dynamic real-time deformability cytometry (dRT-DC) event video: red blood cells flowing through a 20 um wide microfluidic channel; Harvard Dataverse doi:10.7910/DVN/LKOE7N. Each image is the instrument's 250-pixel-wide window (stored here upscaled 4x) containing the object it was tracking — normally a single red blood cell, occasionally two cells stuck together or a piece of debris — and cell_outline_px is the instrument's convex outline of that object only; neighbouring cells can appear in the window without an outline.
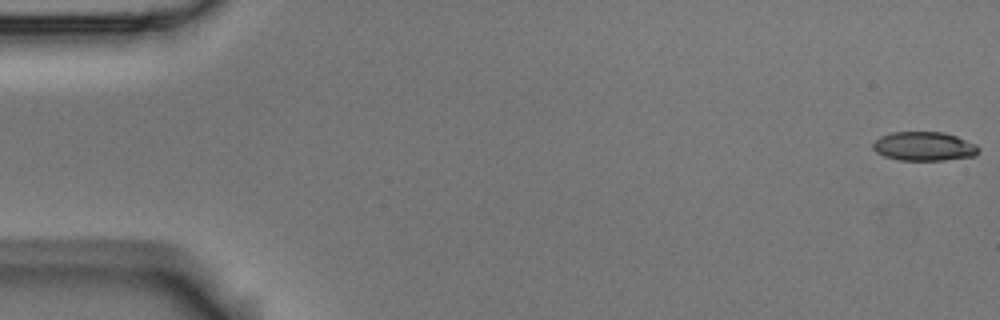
{"species": "Egyptian fruit bat (a non-hibernating species)", "species_latin": "Rousettus aegyptiacus", "temperature_condition": "room temperature", "stored_images_in_passage": 55, "camera_frame_rate_fps": 3000, "um_per_image_px": 0.085, "animal": {"sex": "male"}, "frame": {"image": 1, "passage_image": 1, "time_ms": 0.0, "image_size_px": [1000, 320], "cell_outline_px": [[980, 152], [976, 156], [944, 160], [900, 160], [884, 156], [876, 152], [872, 148], [872, 144], [880, 136], [892, 132], [944, 132], [956, 136], [976, 144], [980, 148]], "centroid_in_image_um": [78.57, 12.44], "position_along_channel_um": 6.4, "area_um2": 17.98}}
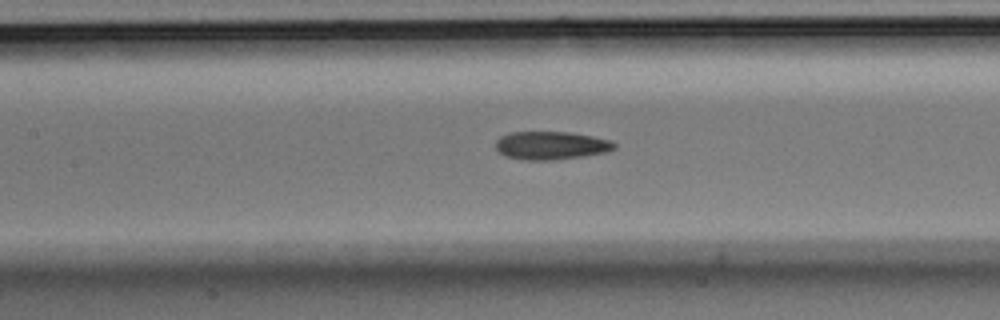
{"frame": {"image": 2, "passage_image": 25, "time_ms": 8.0, "image_size_px": [1000, 320], "cell_outline_px": [[616, 148], [604, 152], [580, 156], [552, 160], [524, 160], [504, 156], [496, 148], [496, 140], [500, 136], [508, 132], [568, 132], [592, 136], [612, 140], [616, 144]], "centroid_in_image_um": [46.81, 12.36], "position_along_channel_um": 160.6, "area_um2": 19.42}}
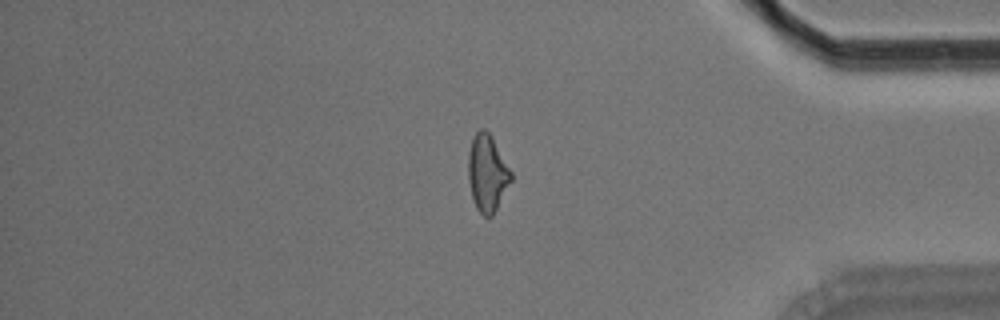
{"frame": {"image": 3, "passage_image": 46, "time_ms": 15.0, "image_size_px": [1000, 320], "cell_outline_px": [[512, 180], [492, 216], [484, 216], [476, 208], [472, 200], [468, 180], [468, 152], [472, 140], [476, 132], [480, 128], [484, 128], [492, 136], [512, 172]], "centroid_in_image_um": [41.41, 14.7], "position_along_channel_um": 393.8, "area_um2": 19.25}, "authors_computed_cell_mechanics": {"area_um2": 19.1318, "velocity_mm_per_s": 3.708, "shape_relaxation_time_tau1_ms": 6.2679, "shape_relaxation_time_tau2_ms": 3.9254, "deformation_change_tau1": 0.1727, "deformation_change_tau2": 0.1238}}